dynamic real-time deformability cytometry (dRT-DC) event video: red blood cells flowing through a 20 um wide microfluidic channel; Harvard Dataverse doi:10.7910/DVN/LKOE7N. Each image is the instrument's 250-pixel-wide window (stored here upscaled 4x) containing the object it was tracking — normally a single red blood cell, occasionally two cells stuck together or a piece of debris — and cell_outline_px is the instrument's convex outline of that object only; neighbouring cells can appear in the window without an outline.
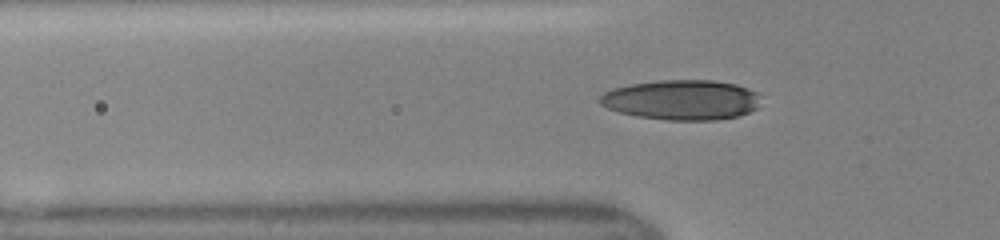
{"species": "human", "species_latin": "Homo sapiens", "temperature_condition": "room temperature", "stored_images_in_passage": 33, "camera_frame_rate_fps": 3000, "um_per_image_px": 0.085, "donor": {"sex": "female"}, "frame": {"image": 1, "passage_image": 6, "time_ms": 1.667, "image_size_px": [1000, 240], "cell_outline_px": [[756, 108], [740, 116], [716, 120], [668, 120], [636, 116], [620, 112], [608, 108], [600, 104], [596, 100], [604, 92], [612, 88], [632, 84], [660, 80], [712, 80], [736, 84], [748, 88], [756, 92]], "centroid_in_image_um": [57.89, 8.49], "position_along_channel_um": 67.9, "area_um2": 37.4}}
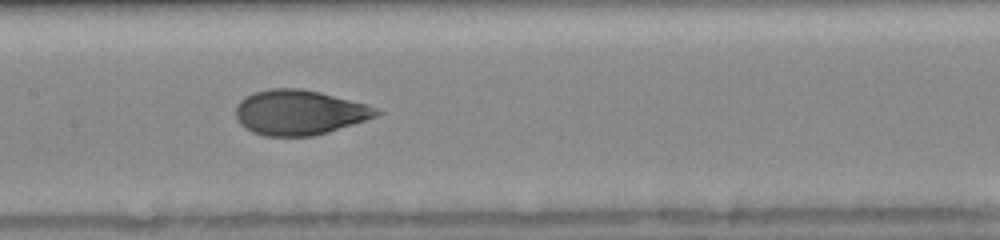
{"frame": {"image": 2, "passage_image": 14, "time_ms": 4.333, "image_size_px": [1000, 240], "cell_outline_px": [[380, 112], [376, 116], [328, 132], [312, 136], [264, 136], [252, 132], [244, 128], [236, 120], [236, 104], [244, 96], [252, 92], [268, 88], [300, 88], [320, 92], [364, 104], [376, 108]], "centroid_in_image_um": [25.35, 9.55], "position_along_channel_um": 182.1, "area_um2": 36.76}}
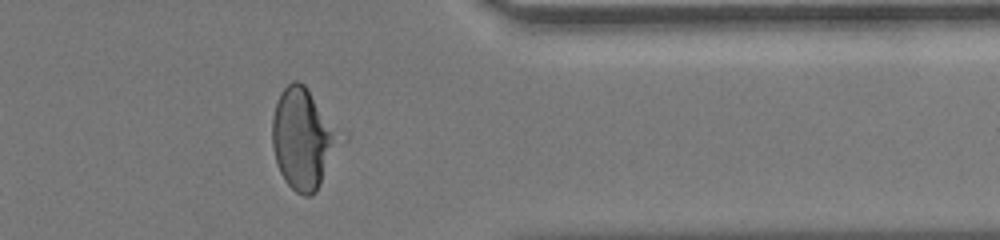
{"frame": {"image": 3, "passage_image": 29, "time_ms": 9.333, "image_size_px": [1000, 240], "cell_outline_px": [[340, 136], [320, 184], [316, 192], [308, 196], [304, 196], [296, 192], [284, 180], [280, 172], [276, 160], [272, 144], [272, 116], [280, 92], [292, 80], [296, 80], [304, 84], [308, 88]], "centroid_in_image_um": [25.67, 11.77], "position_along_channel_um": 385.7, "area_um2": 38.15}}